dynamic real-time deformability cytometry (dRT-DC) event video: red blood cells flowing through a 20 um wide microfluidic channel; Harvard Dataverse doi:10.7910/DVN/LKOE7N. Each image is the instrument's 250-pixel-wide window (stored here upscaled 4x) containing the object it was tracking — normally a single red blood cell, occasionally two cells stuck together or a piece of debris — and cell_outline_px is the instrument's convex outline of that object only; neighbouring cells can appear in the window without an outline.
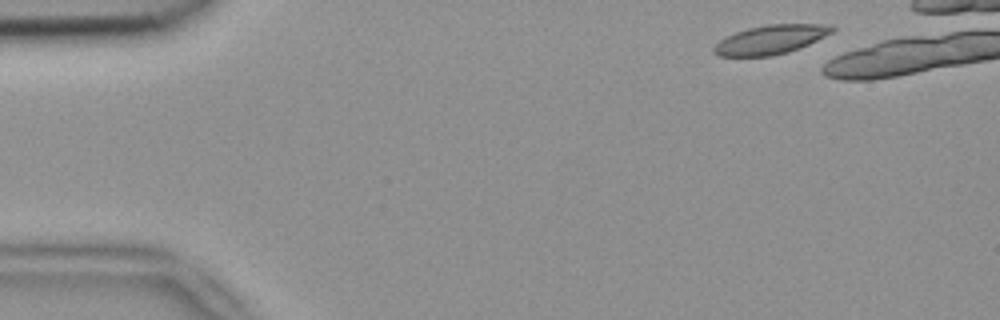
{"species": "common noctule bat (a hibernating species)", "species_latin": "Nyctalus noctula", "temperature_condition": "room temperature", "stored_images_in_passage": 6, "camera_frame_rate_fps": 3000, "um_per_image_px": 0.085, "animal": {"sex": "female", "body_mass_g": 18.4}, "frame": {"image": 1, "passage_image": 1, "time_ms": 0.0, "image_size_px": [1000, 320], "cell_outline_px": [[836, 28], [832, 32], [800, 48], [788, 52], [772, 56], [720, 56], [712, 52], [712, 48], [720, 40], [736, 32], [748, 28], [768, 24], [832, 24]], "centroid_in_image_um": [65.51, 3.36], "position_along_channel_um": 19.5, "area_um2": 19.94}}